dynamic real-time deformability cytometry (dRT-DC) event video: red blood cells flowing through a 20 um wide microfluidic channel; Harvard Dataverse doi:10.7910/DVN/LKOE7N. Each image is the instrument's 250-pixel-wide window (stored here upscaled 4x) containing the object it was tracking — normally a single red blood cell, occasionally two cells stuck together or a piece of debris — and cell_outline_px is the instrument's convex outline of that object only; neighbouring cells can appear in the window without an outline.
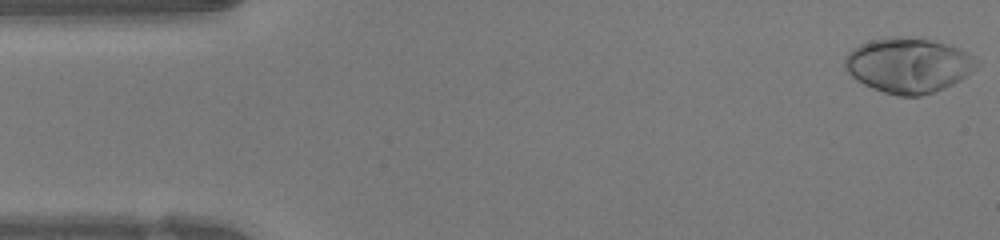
{"species": "human", "species_latin": "Homo sapiens", "temperature_condition": "warm", "stored_images_in_passage": 47, "camera_frame_rate_fps": 3000, "um_per_image_px": 0.085, "donor": {"sex": "female"}, "frame": {"image": 1, "passage_image": 1, "time_ms": 0.0, "image_size_px": [1000, 240], "cell_outline_px": [[972, 56], [968, 72], [960, 80], [944, 88], [920, 96], [900, 96], [884, 92], [872, 88], [856, 80], [844, 68], [844, 60], [848, 52], [860, 44], [872, 40], [892, 36], [900, 36], [928, 40], [944, 44], [956, 48]], "centroid_in_image_um": [77.07, 5.56], "position_along_channel_um": 7.9, "area_um2": 41.04}}
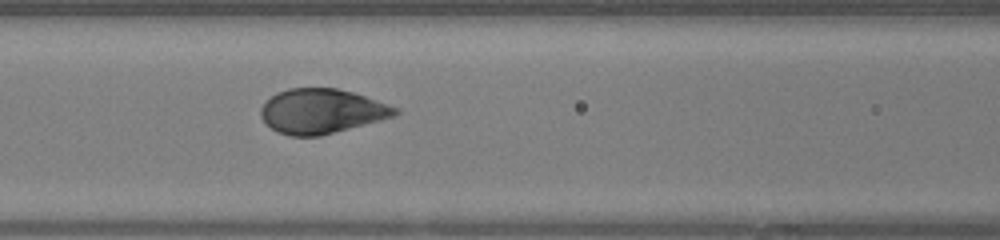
{"frame": {"image": 2, "passage_image": 19, "time_ms": 6.0, "image_size_px": [1000, 240], "cell_outline_px": [[400, 112], [396, 116], [320, 136], [288, 136], [276, 132], [260, 116], [260, 108], [276, 92], [288, 88], [336, 88], [352, 92], [400, 108]], "centroid_in_image_um": [27.34, 9.45], "position_along_channel_um": 139.3, "area_um2": 34.91}}
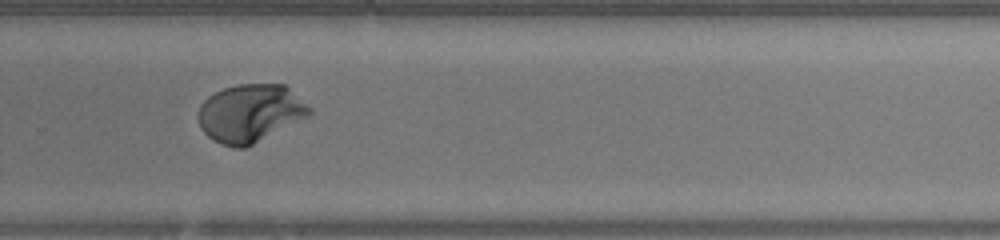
{"frame": {"image": 3, "passage_image": 31, "time_ms": 10.0, "image_size_px": [1000, 240], "cell_outline_px": [[312, 112], [308, 116], [244, 148], [236, 148], [220, 144], [212, 140], [200, 128], [196, 116], [200, 104], [208, 96], [224, 88], [236, 84], [284, 84], [312, 108]], "centroid_in_image_um": [21.22, 9.61], "position_along_channel_um": 308.6, "area_um2": 37.51}, "authors_computed_cell_mechanics": {"area_um2": 36.8764, "velocity_mm_per_s": 4.2488, "shape_relaxation_time_tau1_ms": 2.8267, "shape_relaxation_time_tau2_ms": null, "deformation_change_tau1": 0.2301, "deformation_change_tau2": null}}